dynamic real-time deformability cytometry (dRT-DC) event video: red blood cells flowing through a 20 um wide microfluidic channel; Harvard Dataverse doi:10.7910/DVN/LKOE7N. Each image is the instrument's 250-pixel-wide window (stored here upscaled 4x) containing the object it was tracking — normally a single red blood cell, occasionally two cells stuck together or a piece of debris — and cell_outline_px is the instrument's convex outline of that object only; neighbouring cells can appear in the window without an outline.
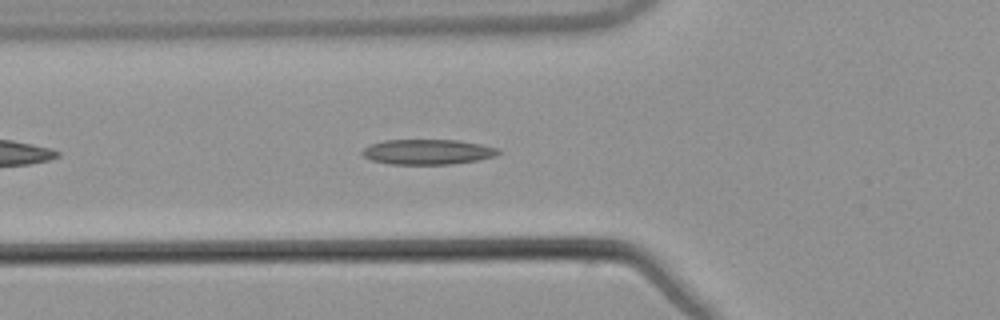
{"species": "common noctule bat (a hibernating species)", "species_latin": "Nyctalus noctula", "temperature_condition": "warm", "stored_images_in_passage": 42, "camera_frame_rate_fps": 3000, "um_per_image_px": 0.085, "animal": {"sex": "male", "body_mass_g": 21.5, "forearm_length_mm": 52.0}, "frame": {"image": 1, "passage_image": 7, "time_ms": 2.0, "image_size_px": [1000, 320], "cell_outline_px": [[500, 152], [492, 156], [476, 160], [452, 164], [388, 164], [372, 160], [364, 156], [360, 152], [364, 148], [372, 144], [384, 140], [456, 140], [480, 144], [500, 148]], "centroid_in_image_um": [36.32, 12.91], "position_along_channel_um": 89.5, "area_um2": 19.77}}
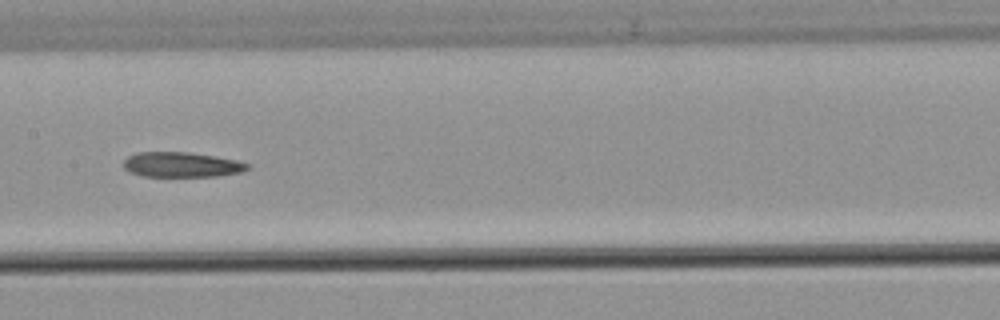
{"frame": {"image": 2, "passage_image": 15, "time_ms": 4.667, "image_size_px": [1000, 320], "cell_outline_px": [[248, 168], [240, 172], [216, 176], [144, 176], [128, 172], [124, 168], [124, 160], [128, 156], [136, 152], [188, 152], [216, 156], [236, 160], [248, 164]], "centroid_in_image_um": [15.39, 13.99], "position_along_channel_um": 192.0, "area_um2": 17.98}}
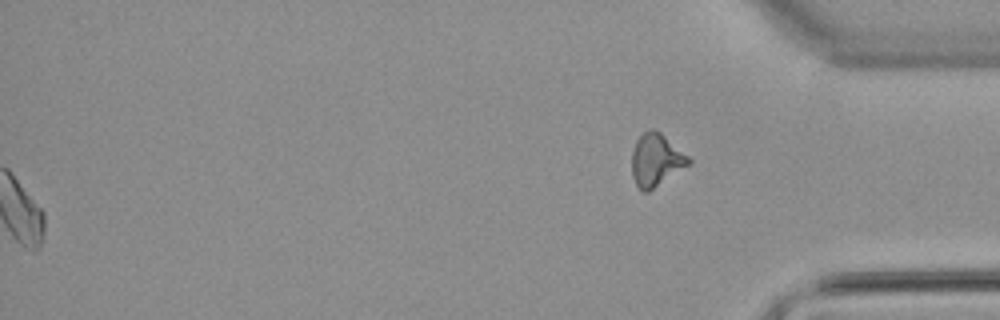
{"frame": {"image": 3, "passage_image": 42, "time_ms": 13.667, "image_size_px": [1000, 320], "cell_outline_px": [[692, 164], [648, 192], [644, 192], [636, 184], [632, 176], [632, 152], [636, 140], [648, 128], [652, 128], [660, 132], [688, 156], [692, 160]], "centroid_in_image_um": [55.78, 13.6], "position_along_channel_um": 379.4, "area_um2": 17.46}}